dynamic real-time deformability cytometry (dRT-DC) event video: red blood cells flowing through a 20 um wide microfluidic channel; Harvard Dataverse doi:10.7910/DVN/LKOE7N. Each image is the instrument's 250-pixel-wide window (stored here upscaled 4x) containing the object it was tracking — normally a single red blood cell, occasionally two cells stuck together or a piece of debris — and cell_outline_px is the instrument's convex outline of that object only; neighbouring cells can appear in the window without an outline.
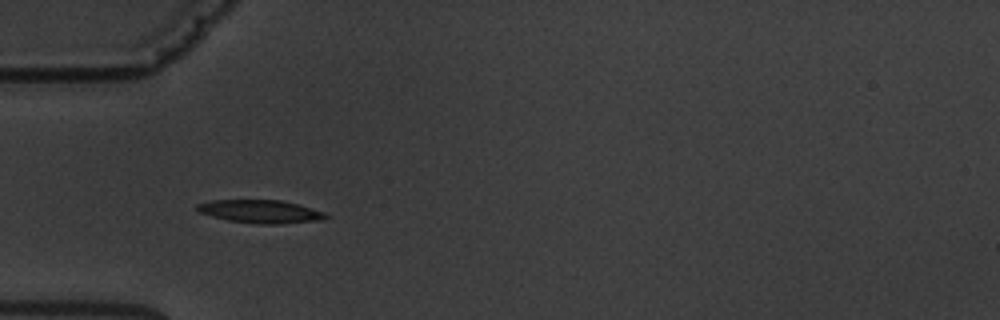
{"species": "common noctule bat (a hibernating species)", "species_latin": "Nyctalus noctula", "temperature_condition": "warm", "stored_images_in_passage": 6, "camera_frame_rate_fps": 3000, "um_per_image_px": 0.085, "animal": {"sex": "male", "body_mass_g": 19.5, "forearm_length_mm": 54.6}, "frame": {"image": 1, "passage_image": 6, "time_ms": 6.0, "image_size_px": [1000, 320], "cell_outline_px": [[328, 216], [324, 220], [272, 224], [260, 224], [228, 220], [212, 216], [200, 212], [196, 208], [196, 204], [212, 200], [280, 200], [300, 204], [324, 212]], "centroid_in_image_um": [22.16, 17.97], "position_along_channel_um": 62.8, "area_um2": 17.22}}